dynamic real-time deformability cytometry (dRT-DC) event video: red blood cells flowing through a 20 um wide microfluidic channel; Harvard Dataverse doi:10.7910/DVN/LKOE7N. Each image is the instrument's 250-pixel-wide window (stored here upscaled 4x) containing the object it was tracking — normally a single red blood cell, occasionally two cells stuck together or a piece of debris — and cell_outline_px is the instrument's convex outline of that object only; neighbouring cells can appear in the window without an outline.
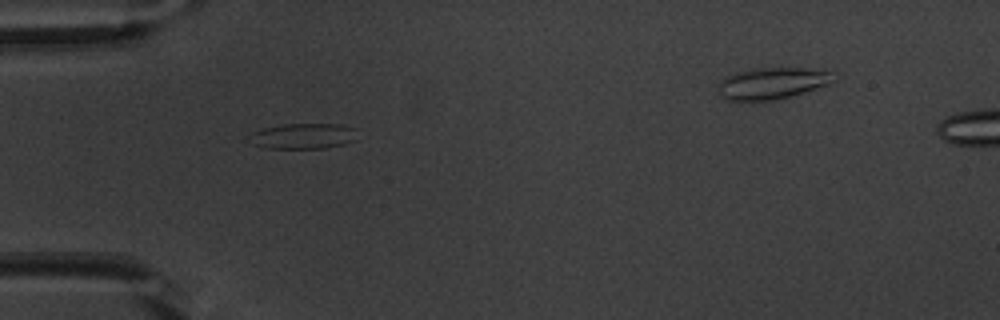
{"species": "common noctule bat (a hibernating species)", "species_latin": "Nyctalus noctula", "temperature_condition": "warm", "stored_images_in_passage": 36, "camera_frame_rate_fps": 3000, "um_per_image_px": 0.085, "animal": {"sex": "male", "body_mass_g": 20.1, "forearm_length_mm": 53.5}, "frame": {"image": 1, "passage_image": 1, "time_ms": 0.0, "image_size_px": [1000, 320], "cell_outline_px": [[356, 140], [344, 144], [324, 148], [264, 148], [252, 144], [244, 140], [252, 132], [264, 128], [284, 124], [340, 124], [356, 128]], "centroid_in_image_um": [25.73, 11.57], "position_along_channel_um": 59.3, "area_um2": 16.36}}
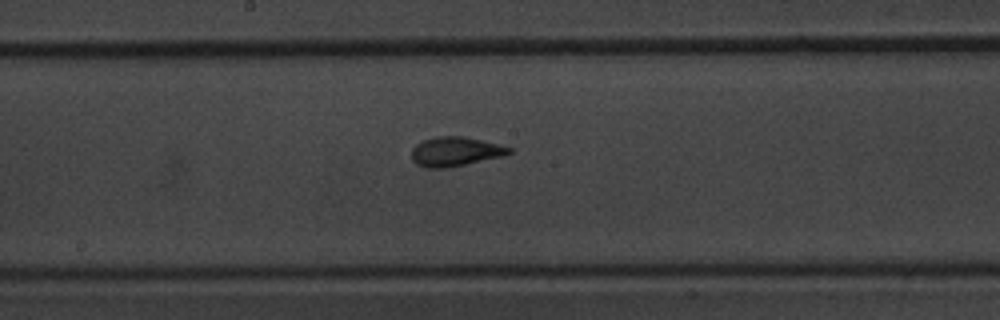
{"frame": {"image": 2, "passage_image": 13, "time_ms": 4.0, "image_size_px": [1000, 320], "cell_outline_px": [[512, 152], [504, 156], [448, 168], [428, 168], [416, 164], [412, 160], [412, 148], [416, 144], [424, 140], [436, 136], [464, 136], [512, 148]], "centroid_in_image_um": [38.68, 12.89], "position_along_channel_um": 209.5, "area_um2": 16.65}}
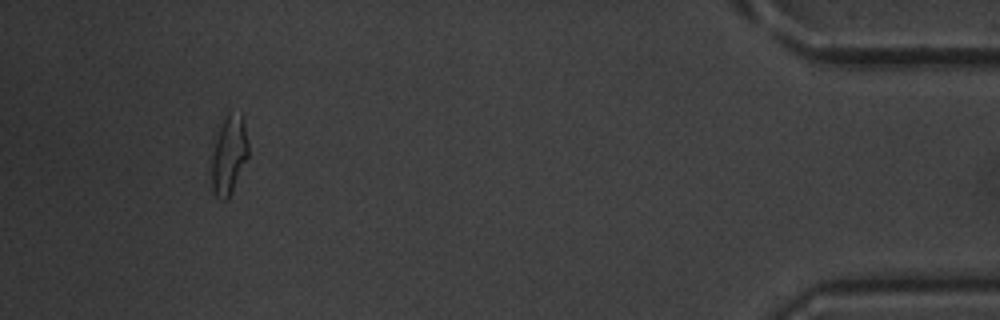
{"frame": {"image": 3, "passage_image": 34, "time_ms": 11.0, "image_size_px": [1000, 320], "cell_outline_px": [[248, 156], [232, 192], [228, 200], [220, 200], [216, 196], [212, 188], [212, 132], [228, 112], [244, 116], [248, 144]], "centroid_in_image_um": [19.42, 13.1], "position_along_channel_um": 415.8, "area_um2": 17.57}, "authors_computed_cell_mechanics": {"area_um2": 16.0106, "velocity_mm_per_s": 3.8498, "shape_relaxation_time_tau1_ms": 5.0332, "shape_relaxation_time_tau2_ms": 1.0304, "deformation_change_tau1": 0.1585, "deformation_change_tau2": 0.0723}}